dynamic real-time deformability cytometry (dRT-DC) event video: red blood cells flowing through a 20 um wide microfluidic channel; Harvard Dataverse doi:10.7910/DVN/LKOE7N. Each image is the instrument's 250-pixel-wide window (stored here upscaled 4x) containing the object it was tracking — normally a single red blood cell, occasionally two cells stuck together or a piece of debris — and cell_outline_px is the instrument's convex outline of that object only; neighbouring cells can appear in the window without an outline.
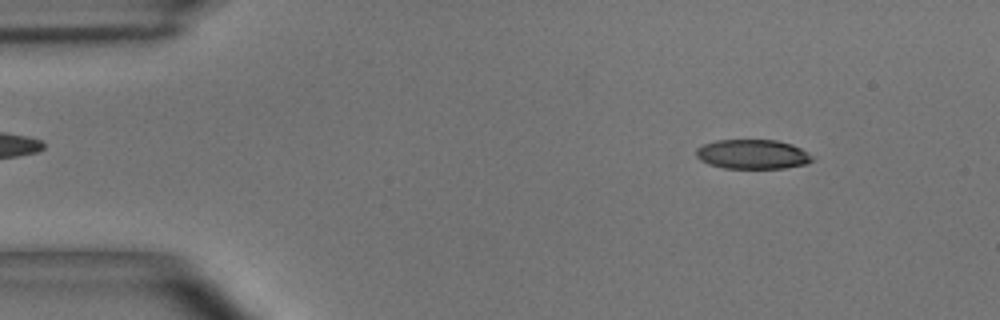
{"species": "common noctule bat (a hibernating species)", "species_latin": "Nyctalus noctula", "temperature_condition": "room temperature", "stored_images_in_passage": 8, "camera_frame_rate_fps": 3000, "um_per_image_px": 0.085, "animal": {"sex": "male", "body_mass_g": 15.6}, "frame": {"image": 1, "passage_image": 1, "time_ms": 0.0, "image_size_px": [1000, 320], "cell_outline_px": [[816, 160], [808, 164], [784, 168], [724, 168], [708, 164], [700, 160], [696, 156], [696, 148], [704, 144], [716, 140], [776, 140], [792, 144], [808, 152]], "centroid_in_image_um": [63.99, 13.11], "position_along_channel_um": 21.0, "area_um2": 20.11}}
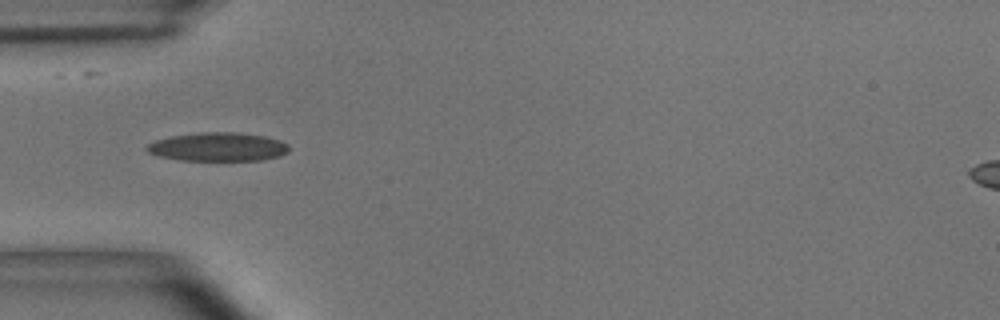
{"frame": {"image": 2, "passage_image": 4, "time_ms": 1.0, "image_size_px": [1000, 320], "cell_outline_px": [[288, 152], [280, 156], [264, 160], [180, 160], [160, 156], [148, 152], [144, 148], [148, 144], [156, 140], [172, 136], [200, 132], [236, 132], [264, 136], [280, 140], [288, 144]], "centroid_in_image_um": [18.54, 12.48], "position_along_channel_um": 66.5, "area_um2": 23.7}}
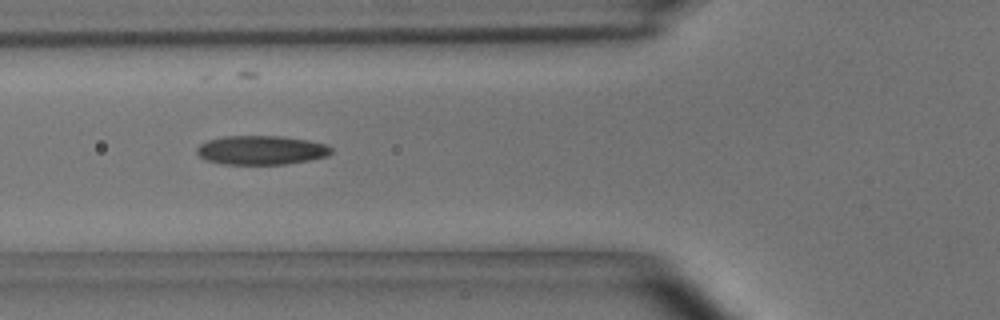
{"frame": {"image": 3, "passage_image": 5, "time_ms": 1.333, "image_size_px": [1000, 320], "cell_outline_px": [[332, 152], [328, 156], [308, 160], [284, 164], [220, 164], [208, 160], [200, 156], [196, 152], [196, 148], [200, 144], [208, 140], [224, 136], [280, 136], [308, 140], [324, 144], [332, 148]], "centroid_in_image_um": [22.19, 12.76], "position_along_channel_um": 103.6, "area_um2": 22.66}}